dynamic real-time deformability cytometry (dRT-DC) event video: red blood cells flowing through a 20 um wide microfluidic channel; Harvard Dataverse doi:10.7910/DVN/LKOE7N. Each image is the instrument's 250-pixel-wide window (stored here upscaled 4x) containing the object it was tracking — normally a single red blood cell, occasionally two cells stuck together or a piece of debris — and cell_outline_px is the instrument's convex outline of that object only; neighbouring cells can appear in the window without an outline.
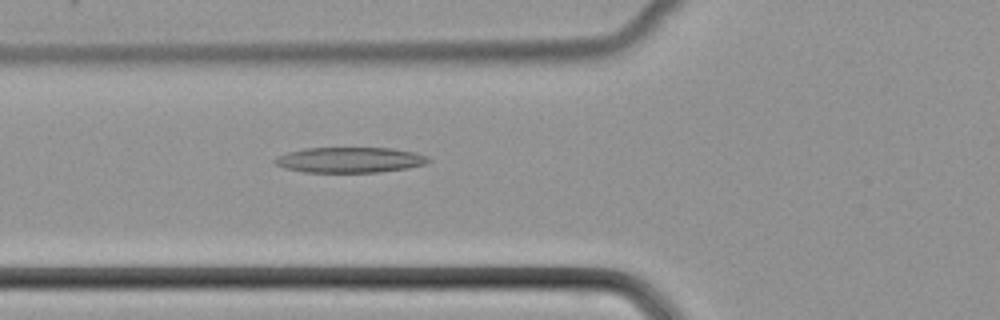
{"species": "common noctule bat (a hibernating species)", "species_latin": "Nyctalus noctula", "temperature_condition": "cold", "stored_images_in_passage": 34, "camera_frame_rate_fps": 3000, "um_per_image_px": 0.085, "animal": {"sex": "female", "body_mass_g": 22.7, "forearm_length_mm": 54.2}, "frame": {"image": 1, "passage_image": 3, "time_ms": 0.667, "image_size_px": [1000, 320], "cell_outline_px": [[432, 160], [424, 164], [408, 168], [380, 172], [304, 172], [284, 168], [276, 164], [272, 160], [276, 156], [288, 152], [304, 148], [392, 148], [416, 152], [428, 156]], "centroid_in_image_um": [29.74, 13.59], "position_along_channel_um": 96.1, "area_um2": 22.95}}
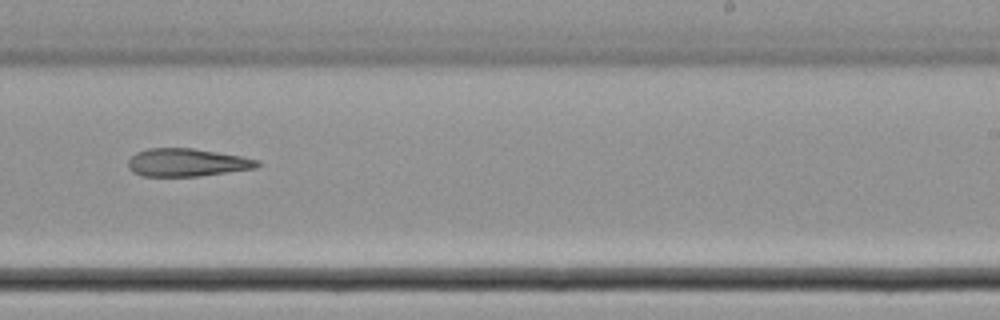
{"frame": {"image": 2, "passage_image": 16, "time_ms": 5.0, "image_size_px": [1000, 320], "cell_outline_px": [[260, 164], [256, 168], [200, 176], [140, 176], [132, 172], [128, 168], [128, 160], [136, 152], [148, 148], [192, 148], [244, 156], [260, 160]], "centroid_in_image_um": [15.89, 13.81], "position_along_channel_um": 273.1, "area_um2": 21.21}}
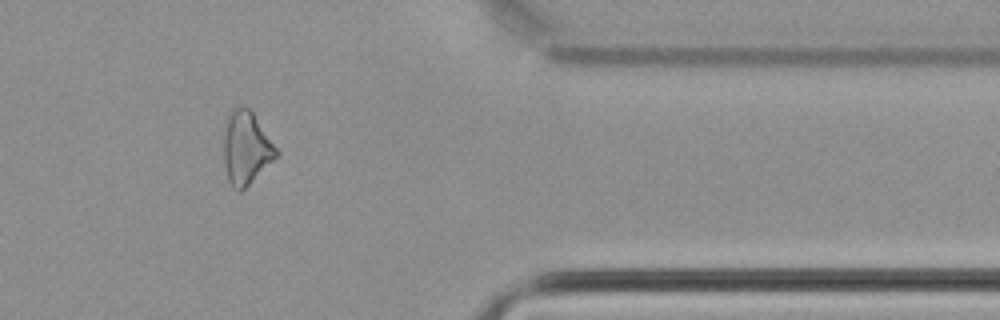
{"frame": {"image": 3, "passage_image": 26, "time_ms": 8.333, "image_size_px": [1000, 320], "cell_outline_px": [[280, 152], [240, 192], [232, 188], [228, 180], [224, 164], [224, 132], [228, 112], [232, 108], [248, 108], [252, 112]], "centroid_in_image_um": [20.89, 12.57], "position_along_channel_um": 390.5, "area_um2": 21.91}}